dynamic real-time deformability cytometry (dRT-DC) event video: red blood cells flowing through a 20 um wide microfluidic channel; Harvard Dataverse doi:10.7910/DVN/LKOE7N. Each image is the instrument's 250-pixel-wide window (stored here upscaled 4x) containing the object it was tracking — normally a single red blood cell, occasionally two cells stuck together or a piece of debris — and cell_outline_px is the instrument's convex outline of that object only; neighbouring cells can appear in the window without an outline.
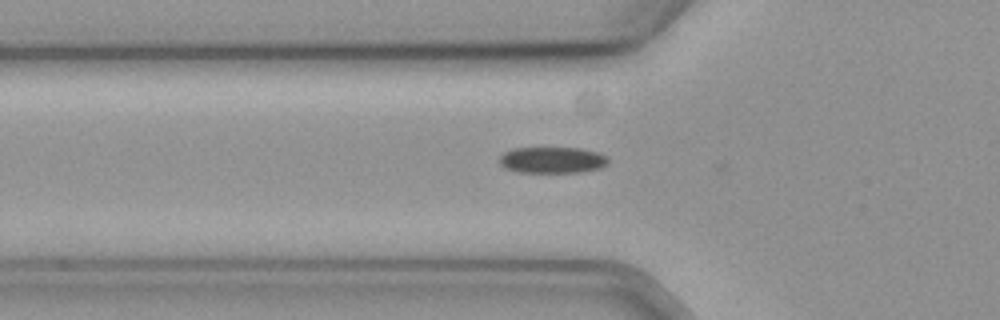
{"species": "common noctule bat (a hibernating species)", "species_latin": "Nyctalus noctula", "temperature_condition": "cold", "stored_images_in_passage": 30, "camera_frame_rate_fps": 3000, "um_per_image_px": 0.085, "animal": {"sex": "female", "body_mass_g": 19.3, "forearm_length_mm": 54.1}, "frame": {"image": 1, "passage_image": 3, "time_ms": 0.667, "image_size_px": [1000, 320], "cell_outline_px": [[608, 164], [600, 168], [580, 172], [516, 172], [504, 168], [500, 164], [500, 156], [504, 152], [512, 148], [580, 148], [600, 152], [608, 160]], "centroid_in_image_um": [46.93, 13.6], "position_along_channel_um": 78.9, "area_um2": 16.7}}
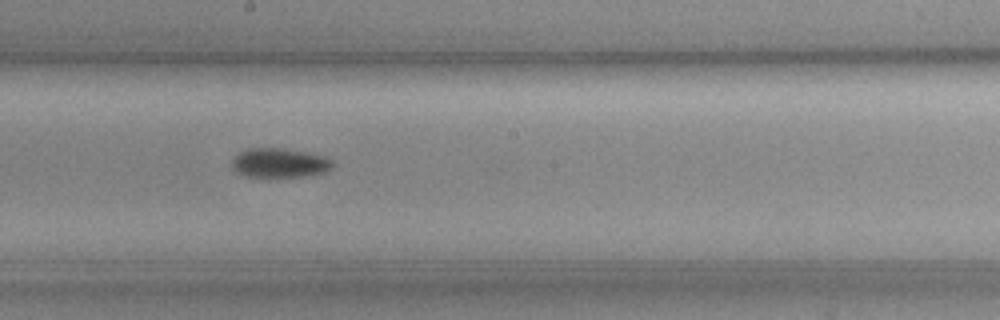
{"frame": {"image": 2, "passage_image": 15, "time_ms": 4.667, "image_size_px": [1000, 320], "cell_outline_px": [[332, 168], [324, 172], [300, 176], [244, 176], [236, 172], [232, 168], [232, 160], [240, 152], [248, 148], [280, 148], [304, 152], [324, 156], [332, 160]], "centroid_in_image_um": [23.72, 13.84], "position_along_channel_um": 224.5, "area_um2": 16.88}}
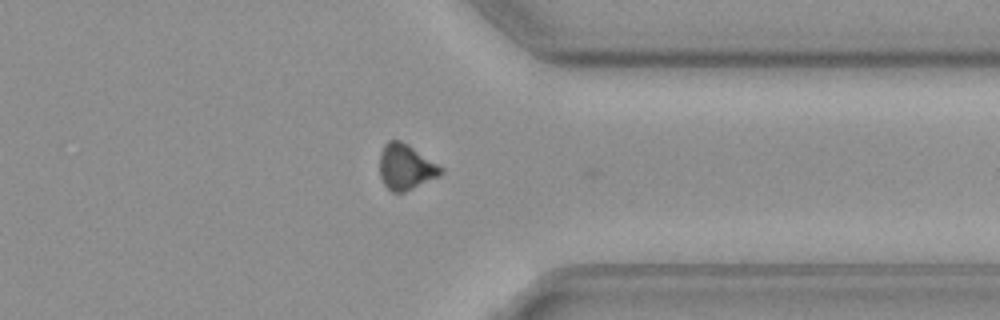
{"frame": {"image": 3, "passage_image": 28, "time_ms": 9.0, "image_size_px": [1000, 320], "cell_outline_px": [[444, 172], [440, 176], [404, 192], [392, 192], [384, 184], [380, 176], [380, 152], [384, 144], [388, 140], [400, 140], [408, 144], [444, 168]], "centroid_in_image_um": [34.5, 14.18], "position_along_channel_um": 376.9, "area_um2": 16.3}, "authors_computed_cell_mechanics": {"area_um2": 17.3111, "velocity_mm_per_s": 3.6239, "shape_relaxation_time_tau1_ms": 4.3386, "shape_relaxation_time_tau2_ms": null, "deformation_change_tau1": 0.0983, "deformation_change_tau2": null}}